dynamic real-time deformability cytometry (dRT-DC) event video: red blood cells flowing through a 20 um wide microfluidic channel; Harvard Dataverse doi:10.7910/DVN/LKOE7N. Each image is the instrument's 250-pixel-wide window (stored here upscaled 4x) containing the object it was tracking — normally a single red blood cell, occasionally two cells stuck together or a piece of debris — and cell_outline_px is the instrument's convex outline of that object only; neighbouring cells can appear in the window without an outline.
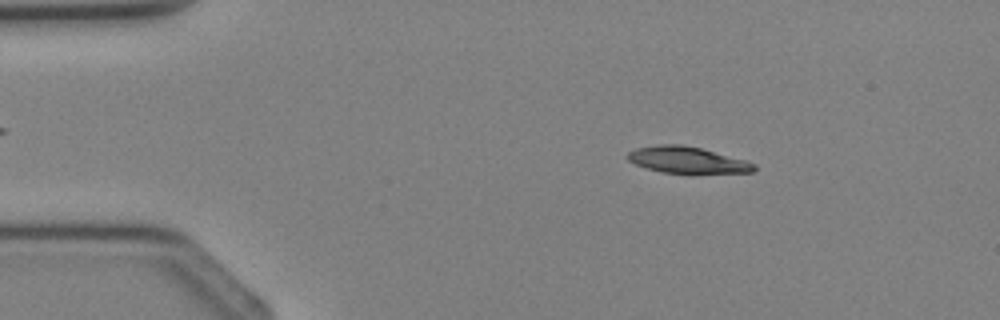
{"species": "Egyptian fruit bat (a non-hibernating species)", "species_latin": "Rousettus aegyptiacus", "temperature_condition": "cold", "stored_images_in_passage": 2, "camera_frame_rate_fps": 3000, "um_per_image_px": 0.085, "animal": {"sex": "female"}, "frame": {"image": 1, "passage_image": 1, "time_ms": 0.0, "image_size_px": [1000, 320], "cell_outline_px": [[756, 168], [752, 172], [664, 172], [648, 168], [636, 164], [628, 160], [628, 152], [636, 148], [656, 144], [684, 144], [700, 148], [744, 160], [756, 164]], "centroid_in_image_um": [58.37, 13.57], "position_along_channel_um": 26.6, "area_um2": 18.9}}